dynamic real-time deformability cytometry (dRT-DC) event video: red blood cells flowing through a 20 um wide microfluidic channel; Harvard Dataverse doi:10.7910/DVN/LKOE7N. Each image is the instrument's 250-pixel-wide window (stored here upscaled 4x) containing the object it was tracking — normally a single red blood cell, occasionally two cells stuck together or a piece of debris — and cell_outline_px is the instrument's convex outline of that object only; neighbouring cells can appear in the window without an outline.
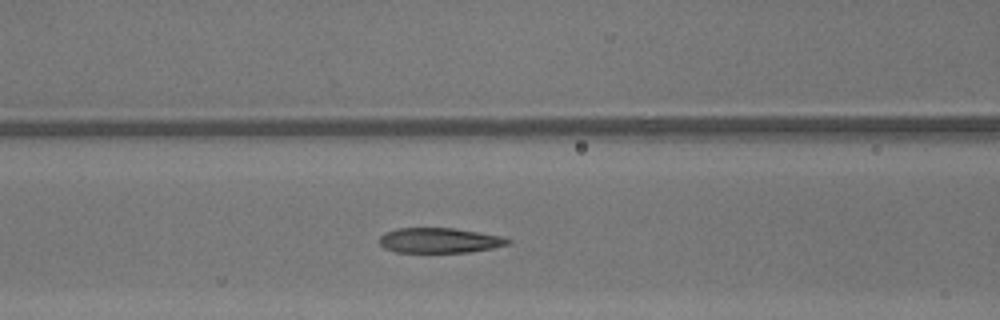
{"species": "common noctule bat (a hibernating species)", "species_latin": "Nyctalus noctula", "temperature_condition": "warm", "stored_images_in_passage": 40, "camera_frame_rate_fps": 3000, "um_per_image_px": 0.085, "animal": {"sex": "male", "body_mass_g": 13.3}, "frame": {"image": 1, "passage_image": 21, "time_ms": 6.667, "image_size_px": [1000, 320], "cell_outline_px": [[512, 240], [508, 244], [492, 248], [468, 252], [396, 252], [384, 248], [380, 244], [380, 236], [384, 232], [396, 228], [452, 228], [504, 236]], "centroid_in_image_um": [37.35, 20.43], "position_along_channel_um": 129.3, "area_um2": 18.79}}
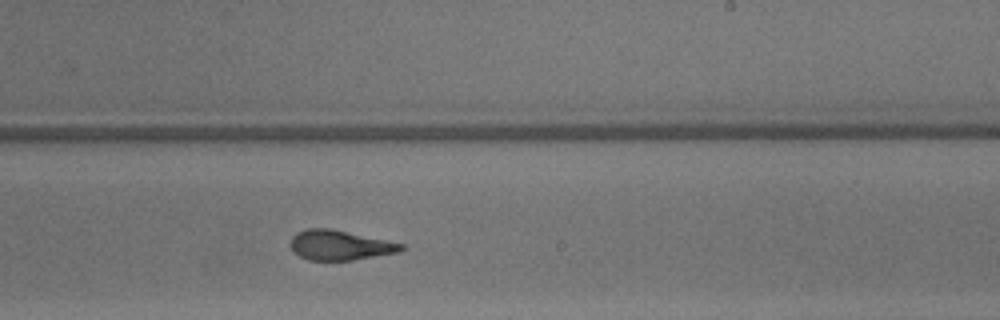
{"frame": {"image": 2, "passage_image": 30, "time_ms": 9.667, "image_size_px": [1000, 320], "cell_outline_px": [[408, 248], [396, 252], [352, 260], [308, 260], [292, 252], [292, 236], [296, 232], [308, 228], [332, 228], [404, 244]], "centroid_in_image_um": [28.88, 20.83], "position_along_channel_um": 260.1, "area_um2": 19.19}}
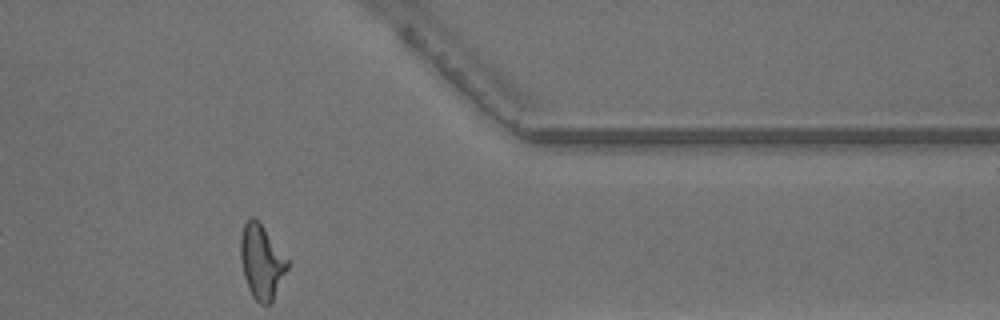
{"frame": {"image": 3, "passage_image": 40, "time_ms": 13.0, "image_size_px": [1000, 320], "cell_outline_px": [[288, 268], [272, 300], [268, 304], [260, 304], [252, 296], [248, 288], [244, 276], [240, 256], [240, 236], [244, 224], [252, 216], [260, 224], [288, 260]], "centroid_in_image_um": [22.21, 22.27], "position_along_channel_um": 389.2, "area_um2": 19.71}, "authors_computed_cell_mechanics": {"area_um2": 20.0566, "velocity_mm_per_s": 4.3686, "shape_relaxation_time_tau1_ms": 4.8532, "shape_relaxation_time_tau2_ms": 1.4852, "deformation_change_tau1": 0.2119, "deformation_change_tau2": 0.1052}}